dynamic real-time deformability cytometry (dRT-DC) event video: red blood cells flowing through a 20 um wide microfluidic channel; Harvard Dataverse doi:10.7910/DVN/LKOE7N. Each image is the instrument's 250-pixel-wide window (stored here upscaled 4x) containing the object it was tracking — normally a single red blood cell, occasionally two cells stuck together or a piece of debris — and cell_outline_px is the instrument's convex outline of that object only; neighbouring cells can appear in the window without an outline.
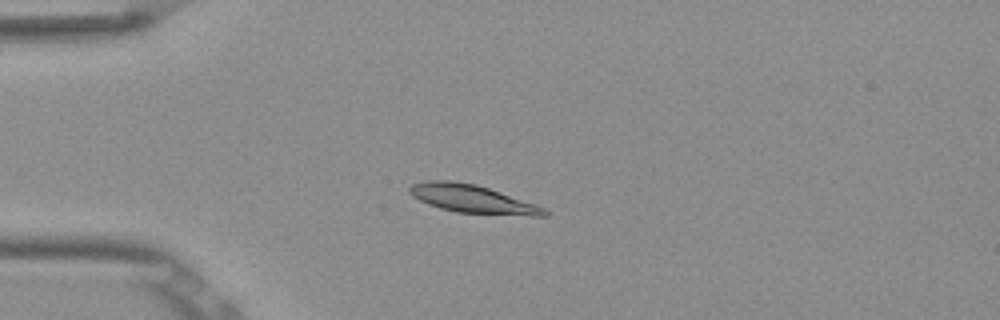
{"species": "Egyptian fruit bat (a non-hibernating species)", "species_latin": "Rousettus aegyptiacus", "temperature_condition": "room temperature", "stored_images_in_passage": 41, "camera_frame_rate_fps": 3000, "um_per_image_px": 0.085, "frame": {"image": 1, "passage_image": 2, "time_ms": 0.333, "image_size_px": [1000, 320], "cell_outline_px": [[548, 216], [532, 216], [456, 212], [440, 208], [428, 204], [412, 196], [408, 192], [408, 188], [412, 184], [424, 180], [452, 180], [476, 184], [536, 204], [544, 208], [548, 212]], "centroid_in_image_um": [40.13, 16.9], "position_along_channel_um": 44.9, "area_um2": 22.14}}
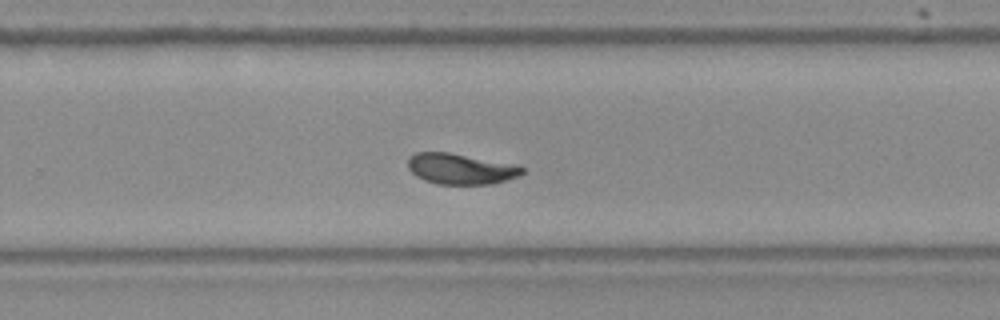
{"frame": {"image": 2, "passage_image": 23, "time_ms": 7.333, "image_size_px": [1000, 320], "cell_outline_px": [[524, 172], [516, 176], [492, 184], [436, 184], [424, 180], [416, 176], [408, 168], [408, 156], [416, 152], [448, 152], [520, 164], [524, 168]], "centroid_in_image_um": [39.16, 14.34], "position_along_channel_um": 290.6, "area_um2": 20.69}}
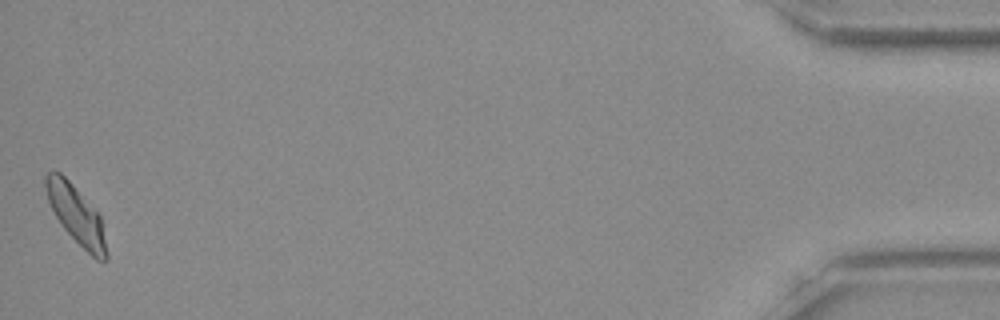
{"frame": {"image": 3, "passage_image": 41, "time_ms": 13.333, "image_size_px": [1000, 320], "cell_outline_px": [[108, 260], [96, 260], [64, 228], [56, 216], [48, 200], [44, 184], [44, 176], [48, 172], [60, 172], [72, 184], [100, 216], [108, 256]], "centroid_in_image_um": [6.47, 18.25], "position_along_channel_um": 428.7, "area_um2": 19.88}, "authors_computed_cell_mechanics": {"area_um2": 20.808, "velocity_mm_per_s": 3.8299, "shape_relaxation_time_tau1_ms": 4.4195, "shape_relaxation_time_tau2_ms": 1.8266, "deformation_change_tau1": 0.1148, "deformation_change_tau2": 0.0352}}